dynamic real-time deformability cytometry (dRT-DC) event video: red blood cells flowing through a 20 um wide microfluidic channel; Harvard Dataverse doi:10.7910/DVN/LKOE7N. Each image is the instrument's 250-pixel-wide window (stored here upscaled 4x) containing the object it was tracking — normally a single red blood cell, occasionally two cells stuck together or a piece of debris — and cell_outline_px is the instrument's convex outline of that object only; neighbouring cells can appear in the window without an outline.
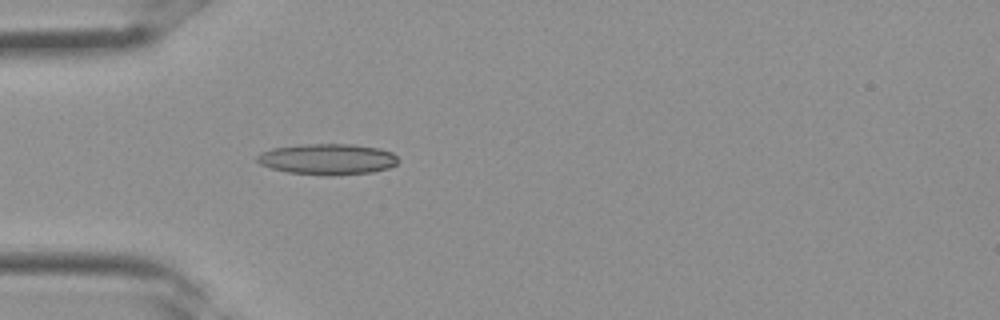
{"species": "Egyptian fruit bat (a non-hibernating species)", "species_latin": "Rousettus aegyptiacus", "temperature_condition": "room temperature", "stored_images_in_passage": 34, "camera_frame_rate_fps": 3000, "um_per_image_px": 0.085, "frame": {"image": 1, "passage_image": 10, "time_ms": 3.0, "image_size_px": [1000, 320], "cell_outline_px": [[400, 160], [396, 164], [388, 168], [372, 172], [332, 176], [328, 176], [288, 172], [272, 168], [260, 164], [256, 160], [256, 156], [260, 152], [272, 148], [296, 144], [352, 144], [380, 148], [392, 152]], "centroid_in_image_um": [27.83, 13.52], "position_along_channel_um": 57.2, "area_um2": 25.72}}
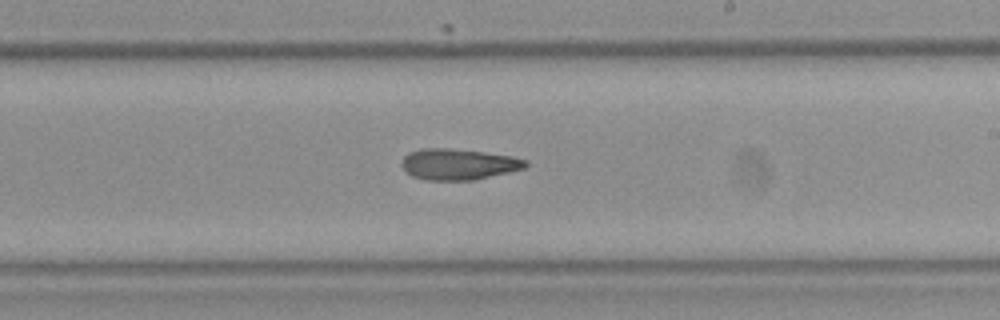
{"frame": {"image": 2, "passage_image": 20, "time_ms": 6.333, "image_size_px": [1000, 320], "cell_outline_px": [[528, 164], [524, 168], [508, 172], [472, 180], [428, 180], [412, 176], [400, 164], [400, 160], [408, 152], [420, 148], [448, 148], [484, 152], [512, 156], [528, 160]], "centroid_in_image_um": [38.94, 13.94], "position_along_channel_um": 250.1, "area_um2": 22.37}}
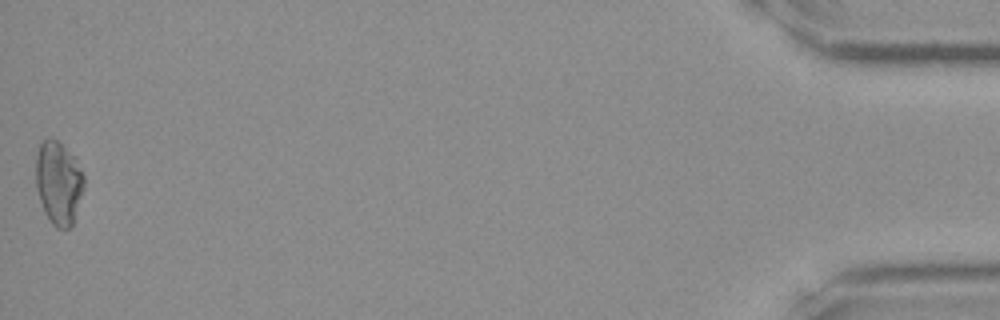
{"frame": {"image": 3, "passage_image": 34, "time_ms": 11.0, "image_size_px": [1000, 320], "cell_outline_px": [[84, 188], [72, 224], [68, 228], [56, 228], [52, 224], [44, 212], [36, 188], [36, 156], [40, 144], [44, 140], [52, 136], [76, 156], [84, 176]], "centroid_in_image_um": [4.98, 15.5], "position_along_channel_um": 430.2, "area_um2": 23.52}}